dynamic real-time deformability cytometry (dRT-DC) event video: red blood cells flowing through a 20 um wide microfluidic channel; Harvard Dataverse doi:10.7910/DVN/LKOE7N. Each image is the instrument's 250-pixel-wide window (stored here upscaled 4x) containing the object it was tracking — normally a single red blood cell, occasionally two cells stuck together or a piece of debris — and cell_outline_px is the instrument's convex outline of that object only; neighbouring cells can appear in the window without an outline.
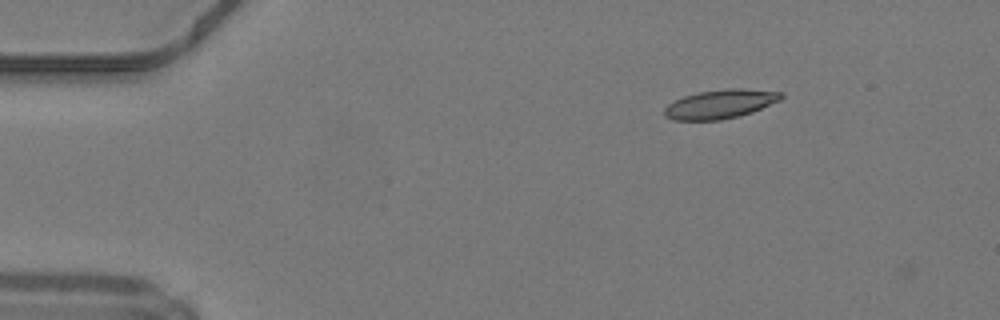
{"species": "common noctule bat (a hibernating species)", "species_latin": "Nyctalus noctula", "temperature_condition": "warm", "stored_images_in_passage": 46, "camera_frame_rate_fps": 3000, "um_per_image_px": 0.085, "animal": {"sex": "male", "body_mass_g": 19.2, "forearm_length_mm": 51.8}, "frame": {"image": 1, "passage_image": 4, "time_ms": 1.0, "image_size_px": [1000, 320], "cell_outline_px": [[784, 96], [780, 100], [752, 112], [740, 116], [720, 120], [672, 120], [664, 116], [664, 108], [668, 104], [684, 96], [696, 92], [728, 88], [740, 88], [784, 92]], "centroid_in_image_um": [61.22, 8.84], "position_along_channel_um": 23.8, "area_um2": 19.83}}
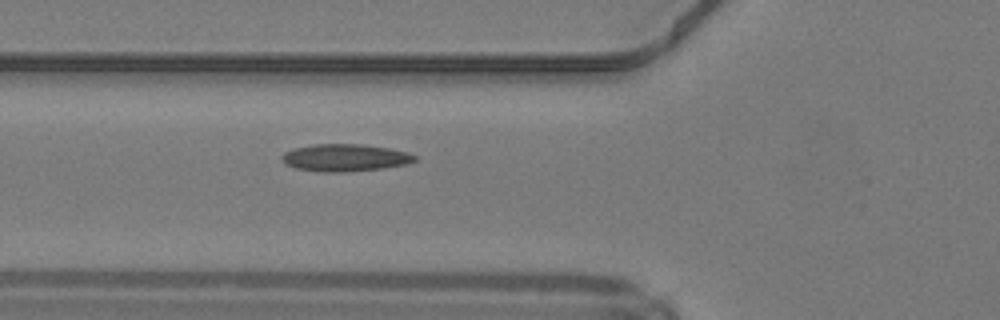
{"frame": {"image": 2, "passage_image": 15, "time_ms": 4.667, "image_size_px": [1000, 320], "cell_outline_px": [[416, 160], [404, 164], [384, 168], [348, 172], [320, 172], [296, 168], [284, 164], [280, 156], [284, 152], [292, 148], [312, 144], [360, 144], [388, 148], [408, 152], [416, 156]], "centroid_in_image_um": [29.27, 13.4], "position_along_channel_um": 96.5, "area_um2": 21.27}}
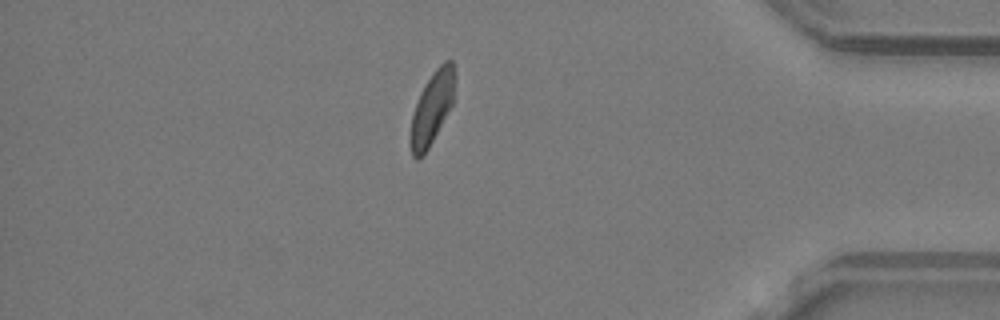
{"frame": {"image": 3, "passage_image": 39, "time_ms": 12.667, "image_size_px": [1000, 320], "cell_outline_px": [[456, 80], [452, 104], [428, 148], [416, 160], [412, 156], [408, 140], [408, 132], [412, 116], [420, 92], [432, 72], [444, 60], [452, 60], [456, 76]], "centroid_in_image_um": [36.7, 9.16], "position_along_channel_um": 398.5, "area_um2": 18.84}, "authors_computed_cell_mechanics": {"area_um2": 19.6809, "velocity_mm_per_s": 4.2116, "shape_relaxation_time_tau1_ms": 7.1932, "shape_relaxation_time_tau2_ms": 1.3235, "deformation_change_tau1": 0.1797, "deformation_change_tau2": 0.0691}}